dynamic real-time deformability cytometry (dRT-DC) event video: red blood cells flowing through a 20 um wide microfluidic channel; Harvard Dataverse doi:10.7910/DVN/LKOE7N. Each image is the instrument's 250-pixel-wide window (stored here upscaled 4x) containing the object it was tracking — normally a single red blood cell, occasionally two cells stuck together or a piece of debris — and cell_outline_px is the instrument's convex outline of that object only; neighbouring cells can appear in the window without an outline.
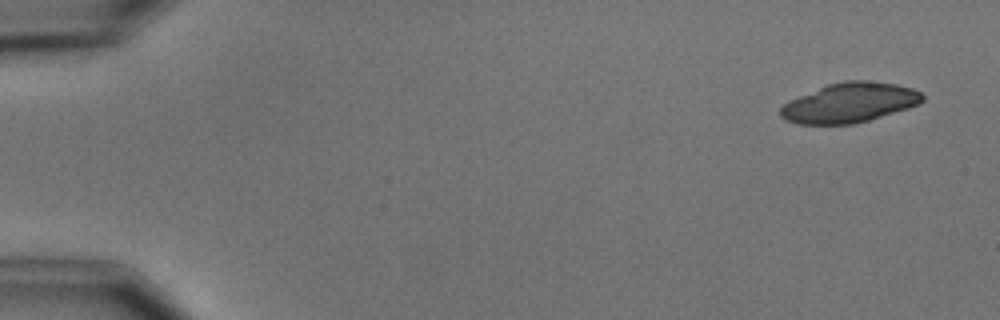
{"species": "common noctule bat (a hibernating species)", "species_latin": "Nyctalus noctula", "temperature_condition": "cold", "stored_images_in_passage": 9, "camera_frame_rate_fps": 3000, "um_per_image_px": 0.085, "animal": {"sex": "male", "body_mass_g": 15.6}, "frame": {"image": 1, "passage_image": 1, "time_ms": 0.0, "image_size_px": [1000, 320], "cell_outline_px": [[924, 100], [920, 104], [908, 108], [868, 120], [852, 124], [796, 124], [784, 120], [780, 116], [780, 108], [788, 100], [828, 84], [844, 80], [864, 80], [896, 84], [912, 88], [920, 92], [924, 96]], "centroid_in_image_um": [72.19, 8.73], "position_along_channel_um": 12.8, "area_um2": 32.89}}
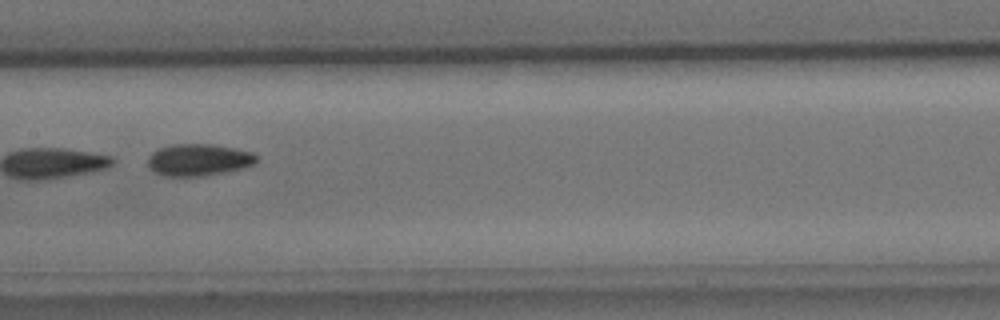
{"frame": {"image": 2, "passage_image": 8, "time_ms": 8.333, "image_size_px": [1000, 320], "cell_outline_px": [[256, 164], [244, 168], [224, 172], [200, 176], [164, 176], [148, 168], [148, 156], [152, 152], [160, 148], [172, 144], [212, 144], [236, 148], [252, 152], [256, 156]], "centroid_in_image_um": [16.88, 13.58], "position_along_channel_um": 190.5, "area_um2": 20.29}}
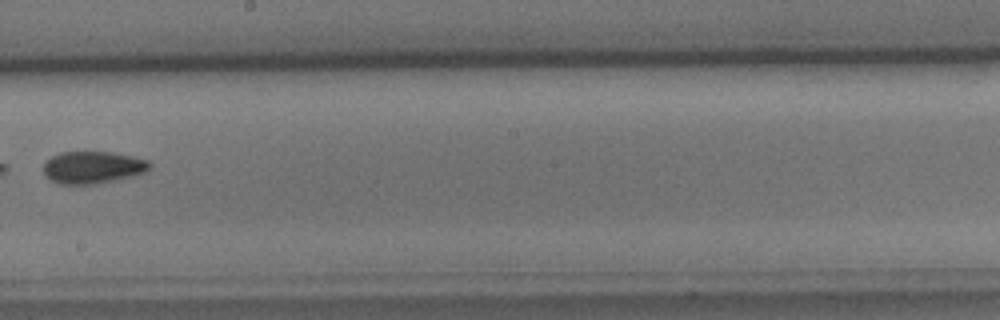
{"frame": {"image": 3, "passage_image": 9, "time_ms": 9.667, "image_size_px": [1000, 320], "cell_outline_px": [[152, 168], [144, 172], [132, 176], [100, 184], [60, 184], [52, 180], [44, 172], [44, 164], [52, 156], [60, 152], [112, 152], [132, 156], [148, 160], [152, 164]], "centroid_in_image_um": [7.93, 14.23], "position_along_channel_um": 240.3, "area_um2": 19.94}}